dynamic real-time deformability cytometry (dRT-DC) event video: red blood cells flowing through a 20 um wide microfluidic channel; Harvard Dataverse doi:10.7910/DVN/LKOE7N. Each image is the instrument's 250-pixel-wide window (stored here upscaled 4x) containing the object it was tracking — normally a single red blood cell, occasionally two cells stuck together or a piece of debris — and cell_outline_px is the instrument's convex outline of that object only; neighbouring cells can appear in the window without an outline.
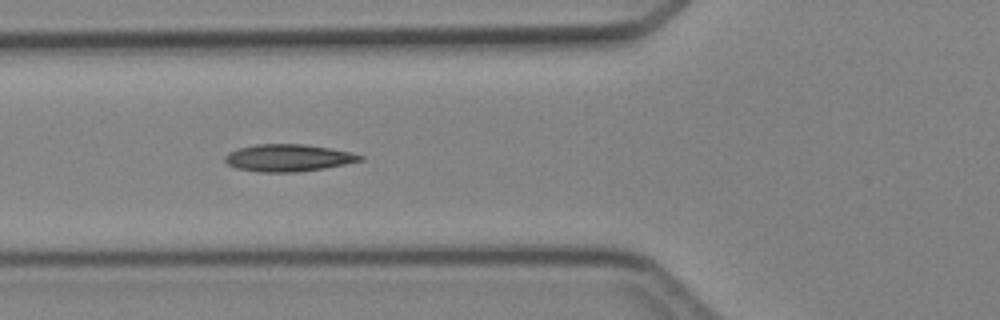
{"species": "Egyptian fruit bat (a non-hibernating species)", "species_latin": "Rousettus aegyptiacus", "temperature_condition": "cold", "stored_images_in_passage": 5, "camera_frame_rate_fps": 3000, "um_per_image_px": 0.085, "animal": {"sex": "female"}, "frame": {"image": 1, "passage_image": 4, "time_ms": 4.0, "image_size_px": [1000, 320], "cell_outline_px": [[364, 160], [324, 168], [300, 172], [256, 172], [236, 168], [228, 164], [224, 160], [224, 156], [228, 152], [236, 148], [256, 144], [304, 144], [328, 148], [348, 152], [364, 156]], "centroid_in_image_um": [24.44, 13.42], "position_along_channel_um": 101.4, "area_um2": 21.44}}
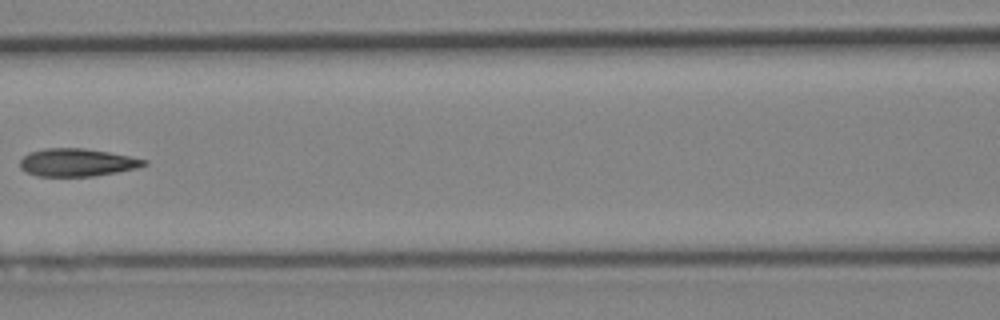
{"frame": {"image": 2, "passage_image": 5, "time_ms": 5.333, "image_size_px": [1000, 320], "cell_outline_px": [[148, 164], [136, 168], [96, 176], [36, 176], [24, 172], [20, 168], [20, 160], [24, 156], [32, 152], [44, 148], [84, 148], [108, 152], [148, 160]], "centroid_in_image_um": [6.53, 13.81], "position_along_channel_um": 160.1, "area_um2": 20.06}}